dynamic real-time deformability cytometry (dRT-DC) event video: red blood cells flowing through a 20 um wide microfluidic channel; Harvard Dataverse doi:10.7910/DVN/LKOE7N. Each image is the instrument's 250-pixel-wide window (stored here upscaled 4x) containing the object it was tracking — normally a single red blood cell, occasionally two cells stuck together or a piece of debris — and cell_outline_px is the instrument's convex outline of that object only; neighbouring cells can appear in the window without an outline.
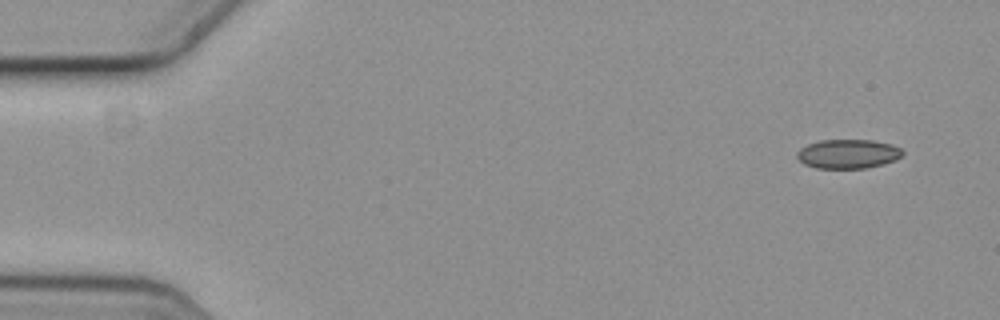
{"species": "common noctule bat (a hibernating species)", "species_latin": "Nyctalus noctula", "temperature_condition": "cold", "stored_images_in_passage": 7, "camera_frame_rate_fps": 3000, "um_per_image_px": 0.085, "animal": {"sex": "female", "body_mass_g": 19.3, "forearm_length_mm": 54.1}, "frame": {"image": 1, "passage_image": 1, "time_ms": 0.0, "image_size_px": [1000, 320], "cell_outline_px": [[904, 152], [896, 160], [864, 168], [816, 168], [804, 164], [796, 156], [796, 152], [800, 148], [808, 144], [820, 140], [872, 140], [892, 144], [900, 148]], "centroid_in_image_um": [72.06, 13.07], "position_along_channel_um": 12.9, "area_um2": 17.86}}
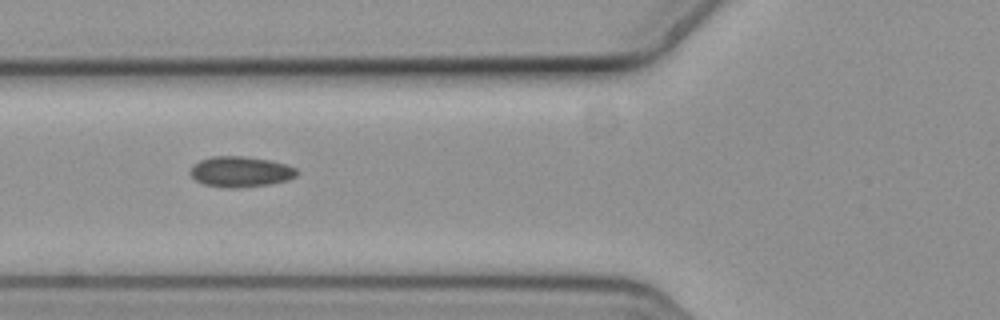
{"frame": {"image": 2, "passage_image": 6, "time_ms": 1.667, "image_size_px": [1000, 320], "cell_outline_px": [[300, 172], [296, 176], [288, 180], [268, 184], [236, 188], [228, 188], [204, 184], [196, 180], [188, 172], [192, 164], [200, 160], [212, 156], [244, 156], [272, 160], [296, 168]], "centroid_in_image_um": [20.43, 14.58], "position_along_channel_um": 105.4, "area_um2": 19.13}}
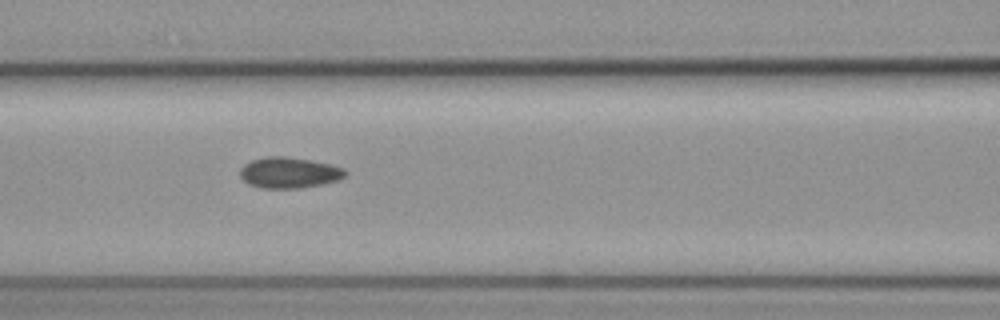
{"frame": {"image": 3, "passage_image": 7, "time_ms": 2.0, "image_size_px": [1000, 320], "cell_outline_px": [[348, 172], [344, 176], [336, 180], [320, 184], [300, 188], [260, 188], [248, 184], [240, 176], [240, 168], [244, 164], [252, 160], [264, 156], [284, 156], [312, 160], [332, 164], [344, 168]], "centroid_in_image_um": [24.55, 14.66], "position_along_channel_um": 142.0, "area_um2": 19.02}}